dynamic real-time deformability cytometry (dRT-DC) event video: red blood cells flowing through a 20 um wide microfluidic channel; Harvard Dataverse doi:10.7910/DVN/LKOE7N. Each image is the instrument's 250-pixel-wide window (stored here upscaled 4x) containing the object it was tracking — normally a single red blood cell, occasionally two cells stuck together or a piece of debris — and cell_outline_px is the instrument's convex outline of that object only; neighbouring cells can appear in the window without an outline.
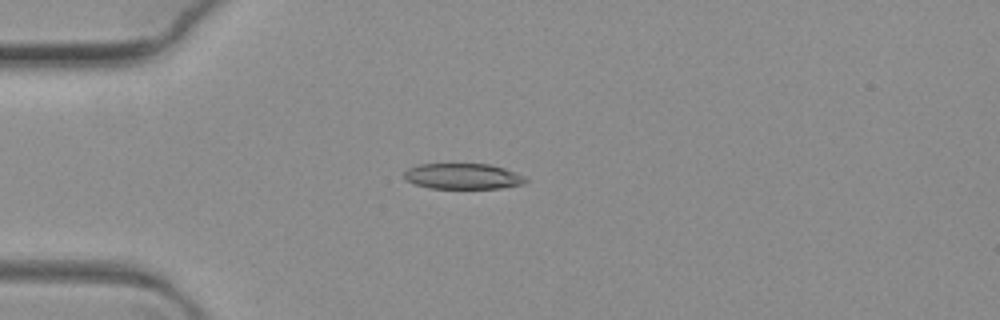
{"species": "common noctule bat (a hibernating species)", "species_latin": "Nyctalus noctula", "temperature_condition": "warm", "stored_images_in_passage": 7, "camera_frame_rate_fps": 3000, "um_per_image_px": 0.085, "animal": {"sex": "female", "body_mass_g": 19.3, "forearm_length_mm": 54.1}, "frame": {"image": 1, "passage_image": 5, "time_ms": 1.333, "image_size_px": [1000, 320], "cell_outline_px": [[528, 180], [524, 184], [500, 188], [428, 188], [404, 180], [404, 172], [408, 168], [420, 164], [488, 164], [504, 168], [524, 176]], "centroid_in_image_um": [39.33, 14.98], "position_along_channel_um": 45.7, "area_um2": 18.15}}
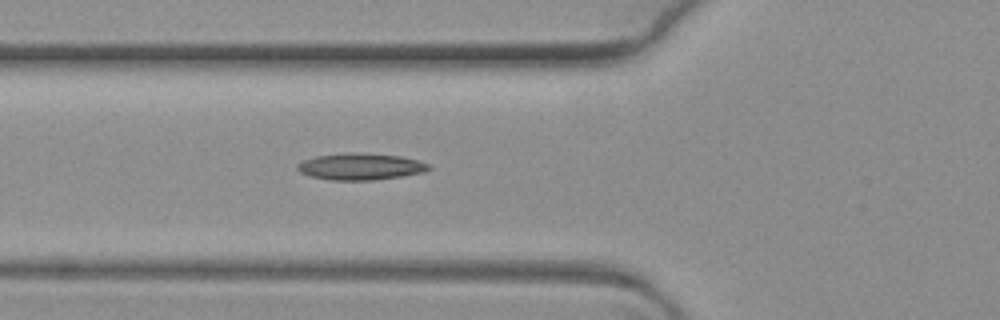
{"frame": {"image": 2, "passage_image": 7, "time_ms": 2.0, "image_size_px": [1000, 320], "cell_outline_px": [[432, 168], [424, 172], [376, 180], [332, 180], [312, 176], [300, 172], [296, 168], [296, 164], [304, 160], [316, 156], [400, 156], [416, 160], [428, 164]], "centroid_in_image_um": [30.65, 14.22], "position_along_channel_um": 95.1, "area_um2": 18.96}}